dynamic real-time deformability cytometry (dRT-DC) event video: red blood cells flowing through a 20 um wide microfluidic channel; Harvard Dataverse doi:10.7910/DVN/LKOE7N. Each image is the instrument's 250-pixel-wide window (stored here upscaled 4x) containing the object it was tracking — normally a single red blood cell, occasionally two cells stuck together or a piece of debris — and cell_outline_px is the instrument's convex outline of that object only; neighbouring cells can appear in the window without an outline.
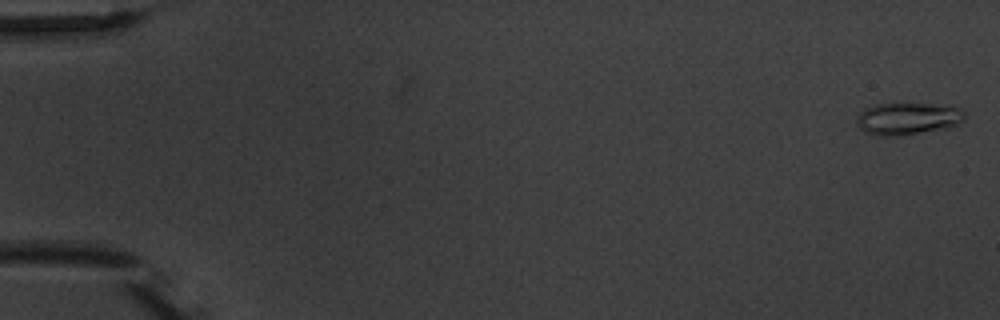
{"species": "common noctule bat (a hibernating species)", "species_latin": "Nyctalus noctula", "temperature_condition": "warm", "stored_images_in_passage": 8, "camera_frame_rate_fps": 3000, "um_per_image_px": 0.085, "animal": {"sex": "male", "body_mass_g": 20.1, "forearm_length_mm": 53.5}, "frame": {"image": 1, "passage_image": 1, "time_ms": 0.0, "image_size_px": [1000, 320], "cell_outline_px": [[964, 120], [960, 124], [944, 128], [900, 136], [876, 136], [864, 132], [856, 124], [856, 120], [860, 112], [864, 108], [872, 104], [928, 104], [956, 108], [964, 112]], "centroid_in_image_um": [77.08, 10.1], "position_along_channel_um": 7.9, "area_um2": 20.11}}
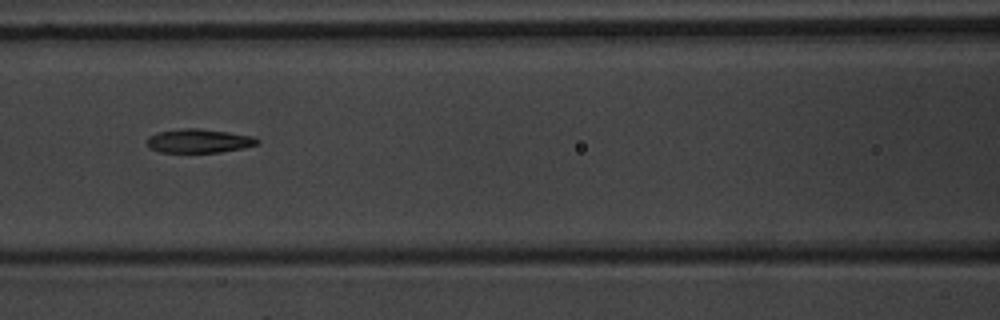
{"frame": {"image": 2, "passage_image": 7, "time_ms": 8.0, "image_size_px": [1000, 320], "cell_outline_px": [[260, 144], [244, 148], [220, 152], [160, 152], [148, 148], [148, 136], [156, 132], [184, 128], [200, 128], [256, 136], [260, 140]], "centroid_in_image_um": [16.95, 11.97], "position_along_channel_um": 149.7, "area_um2": 15.55}}
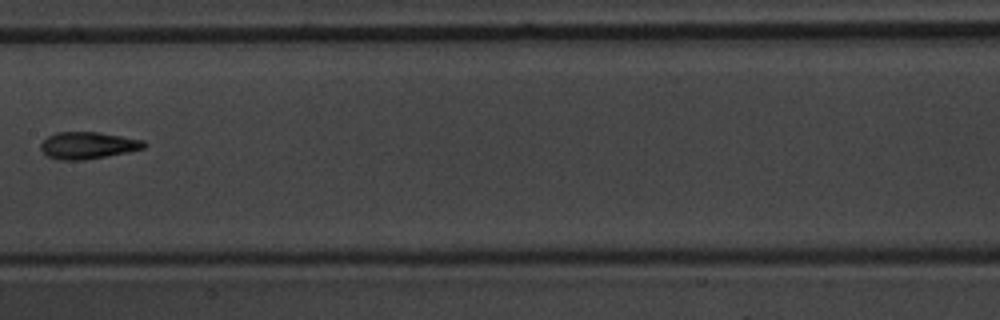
{"frame": {"image": 3, "passage_image": 8, "time_ms": 9.333, "image_size_px": [1000, 320], "cell_outline_px": [[148, 144], [144, 148], [128, 152], [84, 160], [60, 160], [48, 156], [40, 148], [40, 144], [48, 136], [56, 132], [96, 132], [144, 140]], "centroid_in_image_um": [7.47, 12.36], "position_along_channel_um": 199.9, "area_um2": 16.13}}